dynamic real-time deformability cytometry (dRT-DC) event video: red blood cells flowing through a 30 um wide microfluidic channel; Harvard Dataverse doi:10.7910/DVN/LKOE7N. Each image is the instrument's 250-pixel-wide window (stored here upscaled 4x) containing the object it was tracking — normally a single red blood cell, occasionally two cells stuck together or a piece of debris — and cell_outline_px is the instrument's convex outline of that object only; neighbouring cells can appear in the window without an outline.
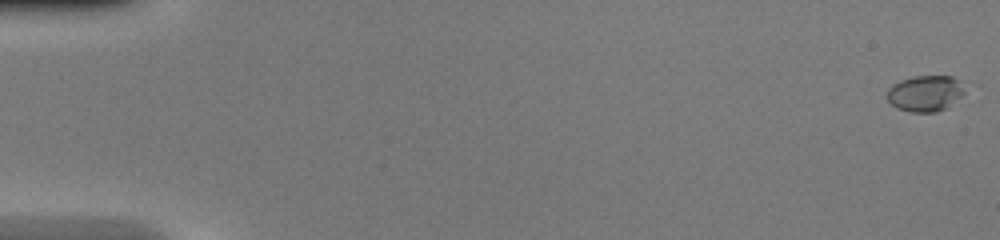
{"species": "common noctule bat (a hibernating species)", "species_latin": "Nyctalus noctula", "temperature_condition": "warm", "stored_images_in_passage": 49, "camera_frame_rate_fps": 3000, "um_per_image_px": 0.085, "animal": {"sex": "female", "body_mass_g": 20.0, "forearm_length_mm": 54.0}, "frame": {"image": 1, "passage_image": 1, "time_ms": 0.0, "image_size_px": [1000, 240], "cell_outline_px": [[964, 92], [948, 108], [936, 112], [908, 112], [896, 108], [888, 100], [888, 88], [892, 84], [900, 80], [916, 76], [952, 76], [964, 88]], "centroid_in_image_um": [78.61, 7.95], "position_along_channel_um": 6.4, "area_um2": 16.18}}
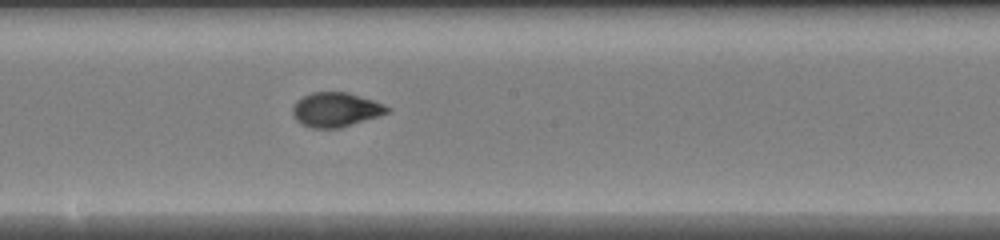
{"frame": {"image": 2, "passage_image": 28, "time_ms": 9.0, "image_size_px": [1000, 240], "cell_outline_px": [[392, 108], [388, 112], [340, 128], [312, 128], [300, 124], [292, 116], [292, 108], [296, 100], [312, 92], [348, 92], [384, 104]], "centroid_in_image_um": [28.49, 9.32], "position_along_channel_um": 219.7, "area_um2": 18.9}}
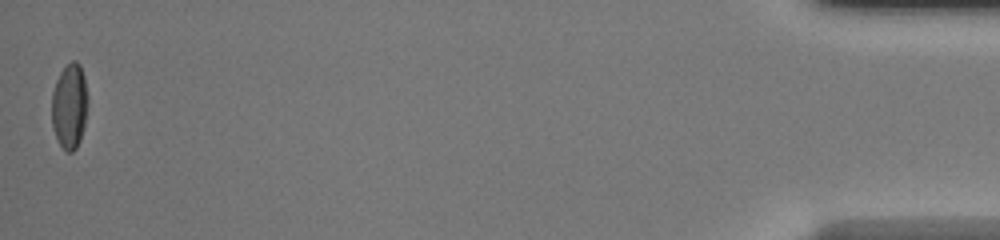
{"frame": {"image": 3, "passage_image": 49, "time_ms": 16.0, "image_size_px": [1000, 240], "cell_outline_px": [[88, 100], [84, 128], [80, 140], [76, 148], [72, 152], [68, 152], [60, 144], [52, 128], [52, 92], [56, 80], [60, 72], [72, 60], [76, 60], [80, 64], [84, 76], [88, 96]], "centroid_in_image_um": [5.92, 9.0], "position_along_channel_um": 429.3, "area_um2": 18.03}, "authors_computed_cell_mechanics": {"area_um2": 18.2648, "velocity_mm_per_s": 4.2999, "shape_relaxation_time_tau1_ms": 3.7067, "shape_relaxation_time_tau2_ms": 0.9251, "deformation_change_tau1": 0.1958, "deformation_change_tau2": 0.0453}}